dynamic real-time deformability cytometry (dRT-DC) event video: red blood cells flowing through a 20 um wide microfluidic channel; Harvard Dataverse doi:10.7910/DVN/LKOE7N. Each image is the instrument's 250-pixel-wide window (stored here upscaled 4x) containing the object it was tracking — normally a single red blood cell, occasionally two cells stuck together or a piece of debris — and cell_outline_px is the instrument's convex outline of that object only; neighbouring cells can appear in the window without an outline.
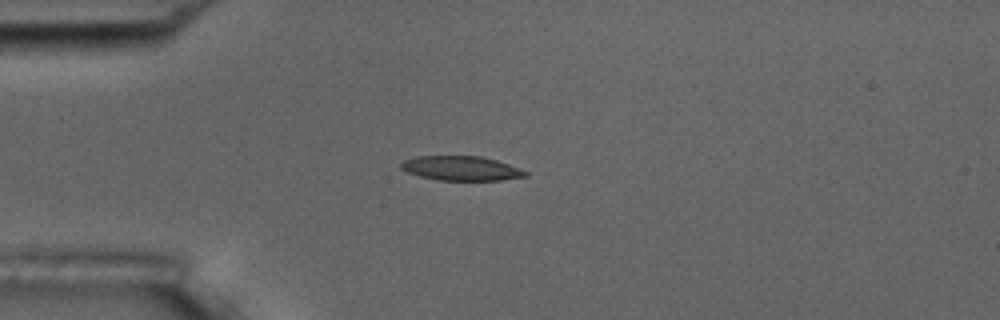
{"species": "common noctule bat (a hibernating species)", "species_latin": "Nyctalus noctula", "temperature_condition": "room temperature", "stored_images_in_passage": 4, "camera_frame_rate_fps": 3000, "um_per_image_px": 0.085, "animal": {"sex": "male", "body_mass_g": 17.5, "forearm_length_mm": 52.3}, "frame": {"image": 1, "passage_image": 4, "time_ms": 3.667, "image_size_px": [1000, 320], "cell_outline_px": [[528, 176], [500, 180], [440, 180], [420, 176], [408, 172], [400, 168], [400, 164], [404, 160], [416, 156], [480, 156], [496, 160], [520, 168], [528, 172]], "centroid_in_image_um": [39.21, 14.3], "position_along_channel_um": 45.8, "area_um2": 17.63}}